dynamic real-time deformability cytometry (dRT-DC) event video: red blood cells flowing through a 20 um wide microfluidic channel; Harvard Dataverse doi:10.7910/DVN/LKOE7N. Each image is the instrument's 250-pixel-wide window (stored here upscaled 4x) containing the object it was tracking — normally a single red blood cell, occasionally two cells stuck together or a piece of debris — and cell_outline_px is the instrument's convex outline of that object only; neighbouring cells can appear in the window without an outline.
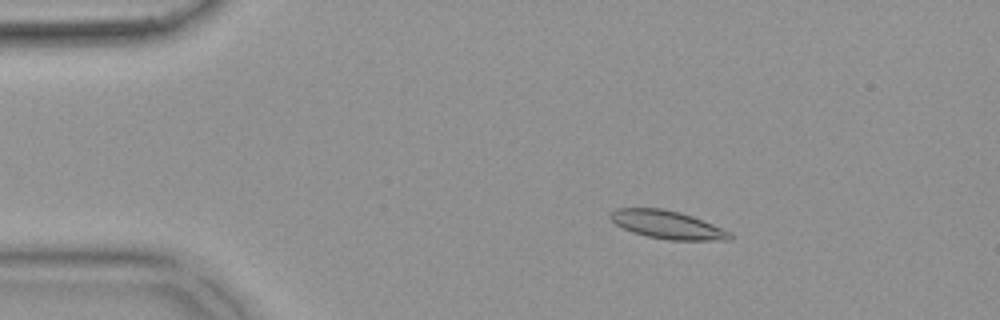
{"species": "common noctule bat (a hibernating species)", "species_latin": "Nyctalus noctula", "temperature_condition": "warm", "stored_images_in_passage": 53, "camera_frame_rate_fps": 3000, "um_per_image_px": 0.085, "animal": {"sex": "female", "body_mass_g": 18.4}, "frame": {"image": 1, "passage_image": 9, "time_ms": 2.667, "image_size_px": [1000, 320], "cell_outline_px": [[732, 240], [668, 240], [648, 236], [632, 232], [616, 224], [608, 216], [616, 208], [664, 208], [680, 212], [692, 216], [732, 232]], "centroid_in_image_um": [56.74, 19.1], "position_along_channel_um": 28.3, "area_um2": 19.54}}
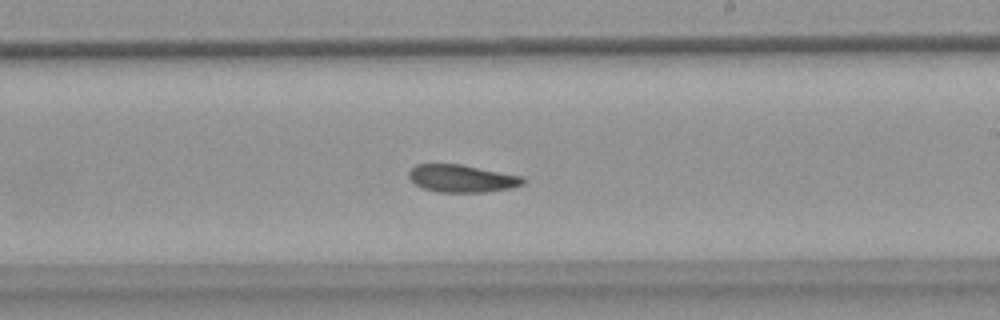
{"frame": {"image": 2, "passage_image": 31, "time_ms": 10.0, "image_size_px": [1000, 320], "cell_outline_px": [[524, 184], [512, 188], [484, 192], [440, 192], [424, 188], [416, 184], [408, 176], [408, 172], [416, 164], [460, 164], [524, 176]], "centroid_in_image_um": [39.29, 15.16], "position_along_channel_um": 249.7, "area_um2": 18.26}}
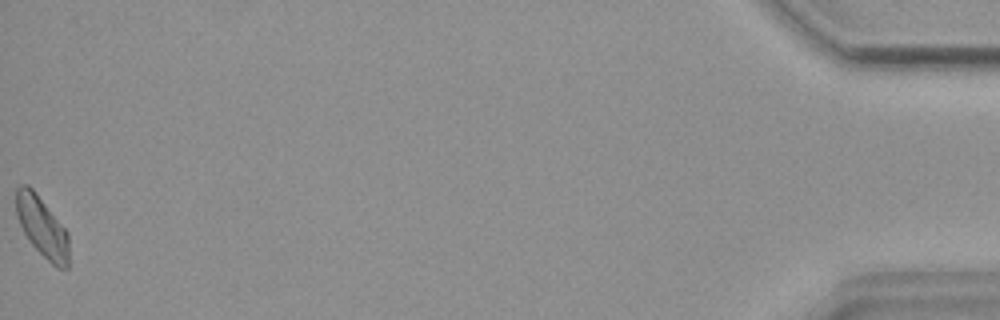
{"frame": {"image": 3, "passage_image": 53, "time_ms": 17.333, "image_size_px": [1000, 320], "cell_outline_px": [[68, 268], [56, 268], [28, 240], [16, 216], [16, 188], [20, 184], [28, 184], [36, 192], [68, 232]], "centroid_in_image_um": [3.56, 19.26], "position_along_channel_um": 431.6, "area_um2": 18.5}, "authors_computed_cell_mechanics": {"area_um2": 18.9584, "velocity_mm_per_s": 3.8258, "shape_relaxation_time_tau1_ms": null, "shape_relaxation_time_tau2_ms": 7.7776, "deformation_change_tau1": null, "deformation_change_tau2": 0.1324}}